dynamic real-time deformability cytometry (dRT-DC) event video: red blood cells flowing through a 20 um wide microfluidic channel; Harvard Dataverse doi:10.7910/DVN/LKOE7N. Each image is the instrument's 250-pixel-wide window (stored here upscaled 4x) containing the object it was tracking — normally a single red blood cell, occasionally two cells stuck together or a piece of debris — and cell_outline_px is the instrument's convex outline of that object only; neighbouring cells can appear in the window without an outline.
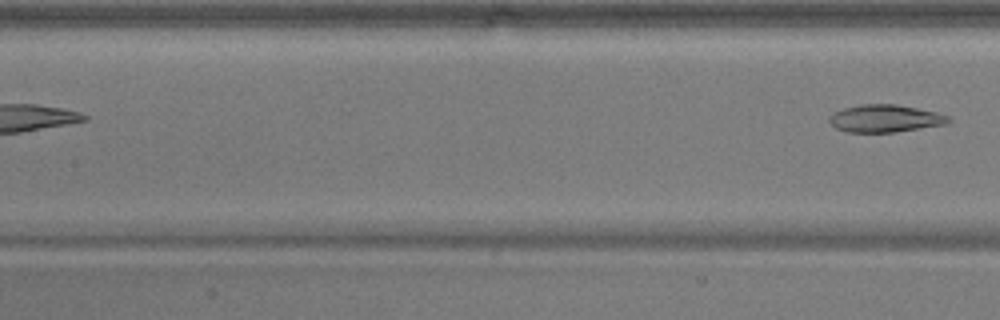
{"species": "common noctule bat (a hibernating species)", "species_latin": "Nyctalus noctula", "temperature_condition": "warm", "stored_images_in_passage": 7, "segment_of_instrument_passage": [2, 2], "camera_frame_rate_fps": 3000, "um_per_image_px": 0.085, "animal": {"sex": "male", "body_mass_g": 17.9}, "frame": {"image": 1, "passage_image": 7, "time_ms": 8.333, "image_size_px": [1000, 320], "cell_outline_px": [[952, 120], [948, 124], [892, 132], [844, 132], [836, 128], [828, 120], [828, 116], [844, 108], [860, 104], [896, 104], [936, 112], [948, 116]], "centroid_in_image_um": [75.23, 10.07], "position_along_channel_um": 132.2, "area_um2": 19.02}}